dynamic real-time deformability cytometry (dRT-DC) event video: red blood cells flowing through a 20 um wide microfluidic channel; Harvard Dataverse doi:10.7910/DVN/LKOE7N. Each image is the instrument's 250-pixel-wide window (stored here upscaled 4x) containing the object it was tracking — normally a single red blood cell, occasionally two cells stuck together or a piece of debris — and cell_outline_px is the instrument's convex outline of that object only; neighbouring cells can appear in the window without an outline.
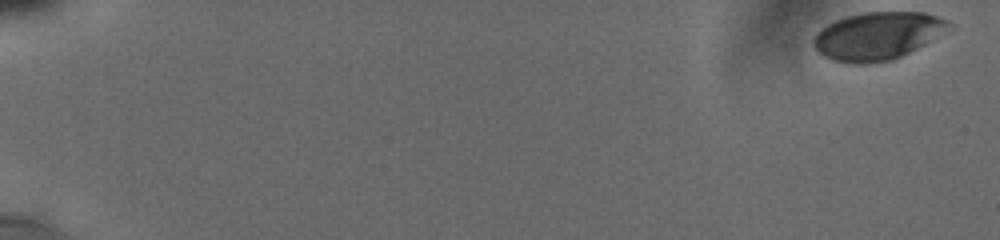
{"species": "human", "species_latin": "Homo sapiens", "temperature_condition": "cold", "stored_images_in_passage": 59, "camera_frame_rate_fps": 3000, "um_per_image_px": 0.085, "donor": {"sex": "male"}, "frame": {"image": 1, "passage_image": 1, "time_ms": 0.0, "image_size_px": [1000, 240], "cell_outline_px": [[948, 24], [924, 44], [892, 60], [868, 64], [852, 64], [832, 60], [824, 56], [812, 44], [812, 40], [816, 32], [820, 28], [836, 20], [848, 16], [864, 12], [924, 12], [936, 16], [944, 20]], "centroid_in_image_um": [74.45, 3.06], "position_along_channel_um": 10.6, "area_um2": 36.76}}
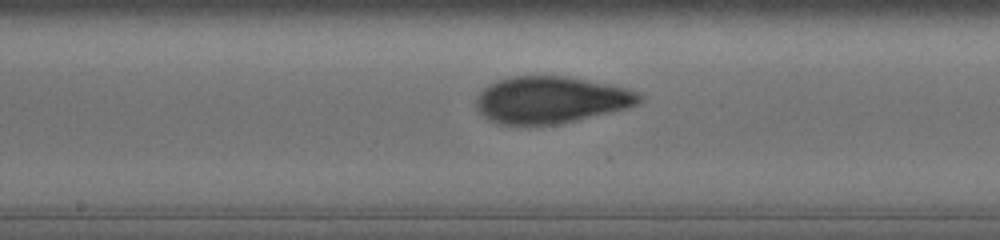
{"frame": {"image": 2, "passage_image": 38, "time_ms": 10.333, "image_size_px": [1000, 240], "cell_outline_px": [[644, 100], [628, 108], [556, 124], [500, 124], [488, 120], [476, 108], [476, 100], [480, 92], [484, 88], [500, 80], [512, 76], [564, 76], [608, 84], [640, 92], [644, 96]], "centroid_in_image_um": [46.84, 8.48], "position_along_channel_um": 201.4, "area_um2": 44.1}}
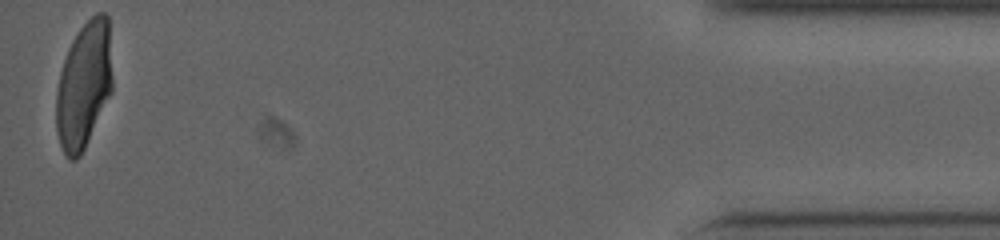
{"frame": {"image": 3, "passage_image": 59, "time_ms": 18.333, "image_size_px": [1000, 240], "cell_outline_px": [[112, 92], [80, 156], [76, 160], [68, 160], [60, 144], [56, 132], [56, 92], [60, 72], [68, 48], [72, 40], [80, 28], [96, 12], [104, 12], [108, 16], [112, 76]], "centroid_in_image_um": [7.12, 7.24], "position_along_channel_um": 428.1, "area_um2": 41.44}, "authors_computed_cell_mechanics": {"area_um2": 41.7316, "velocity_mm_per_s": 3.7691, "shape_relaxation_time_tau1_ms": 3.9922, "shape_relaxation_time_tau2_ms": 1.0163, "deformation_change_tau1": 0.1612, "deformation_change_tau2": 0.0664}}